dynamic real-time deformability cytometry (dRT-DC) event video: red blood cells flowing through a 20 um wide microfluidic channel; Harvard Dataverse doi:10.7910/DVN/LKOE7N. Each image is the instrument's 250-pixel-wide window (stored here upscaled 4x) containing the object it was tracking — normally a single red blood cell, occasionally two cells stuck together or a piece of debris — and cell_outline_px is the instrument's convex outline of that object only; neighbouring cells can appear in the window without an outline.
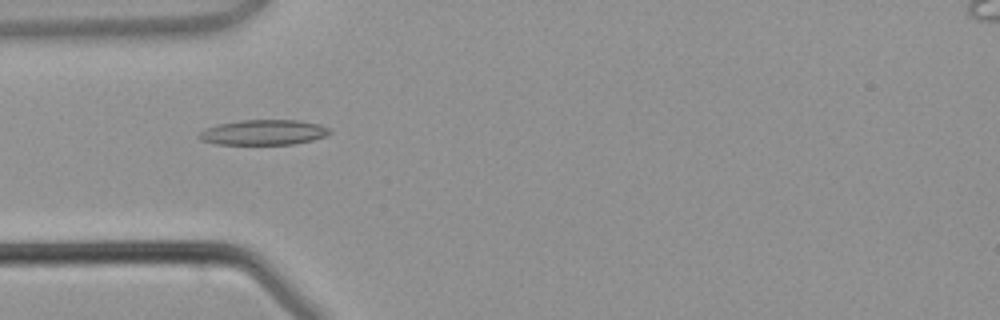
{"species": "common noctule bat (a hibernating species)", "species_latin": "Nyctalus noctula", "temperature_condition": "warm", "stored_images_in_passage": 3, "camera_frame_rate_fps": 3000, "um_per_image_px": 0.085, "animal": {"sex": "male", "body_mass_g": 21.5, "forearm_length_mm": 52.0}, "frame": {"image": 1, "passage_image": 3, "time_ms": 3.0, "image_size_px": [1000, 320], "cell_outline_px": [[332, 132], [324, 136], [312, 140], [292, 144], [216, 144], [200, 140], [200, 132], [204, 128], [220, 124], [240, 120], [296, 120], [316, 124], [328, 128]], "centroid_in_image_um": [22.37, 11.25], "position_along_channel_um": 62.6, "area_um2": 18.9}}